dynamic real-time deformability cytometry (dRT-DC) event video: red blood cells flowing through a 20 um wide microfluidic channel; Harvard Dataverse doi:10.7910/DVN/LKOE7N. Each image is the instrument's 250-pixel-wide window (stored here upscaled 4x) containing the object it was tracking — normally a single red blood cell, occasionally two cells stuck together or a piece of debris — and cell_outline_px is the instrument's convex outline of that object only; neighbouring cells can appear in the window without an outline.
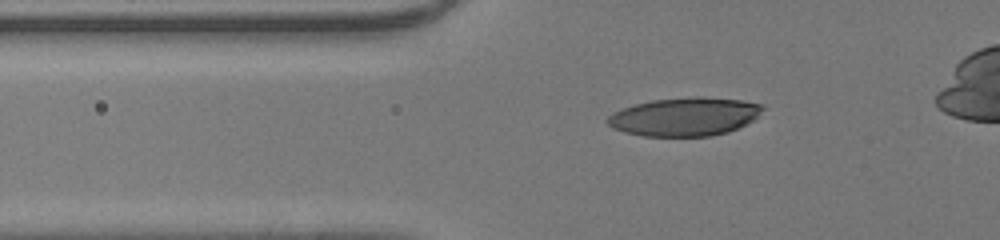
{"species": "human", "species_latin": "Homo sapiens", "temperature_condition": "room temperature", "stored_images_in_passage": 48, "camera_frame_rate_fps": 3000, "um_per_image_px": 0.085, "donor": {"sex": "male"}, "frame": {"image": 1, "passage_image": 18, "time_ms": 5.667, "image_size_px": [1000, 240], "cell_outline_px": [[768, 108], [752, 120], [728, 132], [712, 136], [644, 136], [624, 132], [612, 128], [604, 120], [612, 112], [636, 104], [652, 100], [696, 96], [700, 96], [740, 100], [760, 104]], "centroid_in_image_um": [58.19, 9.91], "position_along_channel_um": 67.6, "area_um2": 34.8}}
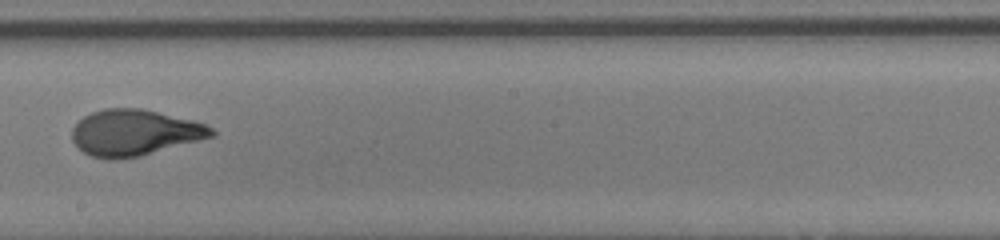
{"frame": {"image": 2, "passage_image": 31, "time_ms": 10.0, "image_size_px": [1000, 240], "cell_outline_px": [[216, 136], [140, 156], [112, 160], [108, 160], [92, 156], [84, 152], [72, 140], [72, 128], [84, 116], [92, 112], [104, 108], [140, 108], [192, 120], [204, 124], [212, 128], [216, 132]], "centroid_in_image_um": [11.44, 11.28], "position_along_channel_um": 236.8, "area_um2": 37.34}}
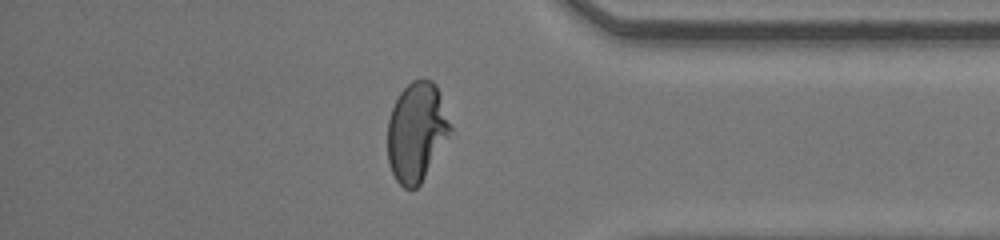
{"frame": {"image": 3, "passage_image": 43, "time_ms": 14.0, "image_size_px": [1000, 240], "cell_outline_px": [[452, 128], [420, 184], [416, 188], [404, 188], [396, 180], [388, 164], [388, 120], [392, 108], [400, 92], [412, 80], [432, 80], [436, 84]], "centroid_in_image_um": [35.38, 11.2], "position_along_channel_um": 399.8, "area_um2": 35.6}}